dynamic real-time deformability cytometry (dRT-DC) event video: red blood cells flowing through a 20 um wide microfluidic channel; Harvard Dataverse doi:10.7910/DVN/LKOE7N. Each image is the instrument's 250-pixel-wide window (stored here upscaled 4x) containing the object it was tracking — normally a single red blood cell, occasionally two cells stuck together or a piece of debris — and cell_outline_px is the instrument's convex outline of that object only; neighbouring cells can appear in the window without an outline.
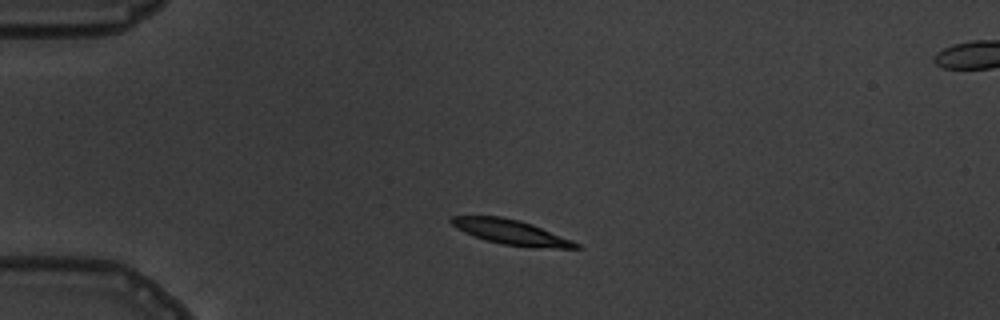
{"species": "common noctule bat (a hibernating species)", "species_latin": "Nyctalus noctula", "temperature_condition": "warm", "stored_images_in_passage": 4, "camera_frame_rate_fps": 3000, "um_per_image_px": 0.085, "animal": {"sex": "male", "body_mass_g": 19.5, "forearm_length_mm": 54.6}, "frame": {"image": 1, "passage_image": 2, "time_ms": 1.0, "image_size_px": [1000, 320], "cell_outline_px": [[584, 248], [536, 248], [500, 244], [484, 240], [464, 232], [456, 228], [448, 220], [452, 216], [500, 216], [520, 220], [532, 224], [572, 240], [580, 244]], "centroid_in_image_um": [43.45, 19.74], "position_along_channel_um": 41.6, "area_um2": 18.21}}